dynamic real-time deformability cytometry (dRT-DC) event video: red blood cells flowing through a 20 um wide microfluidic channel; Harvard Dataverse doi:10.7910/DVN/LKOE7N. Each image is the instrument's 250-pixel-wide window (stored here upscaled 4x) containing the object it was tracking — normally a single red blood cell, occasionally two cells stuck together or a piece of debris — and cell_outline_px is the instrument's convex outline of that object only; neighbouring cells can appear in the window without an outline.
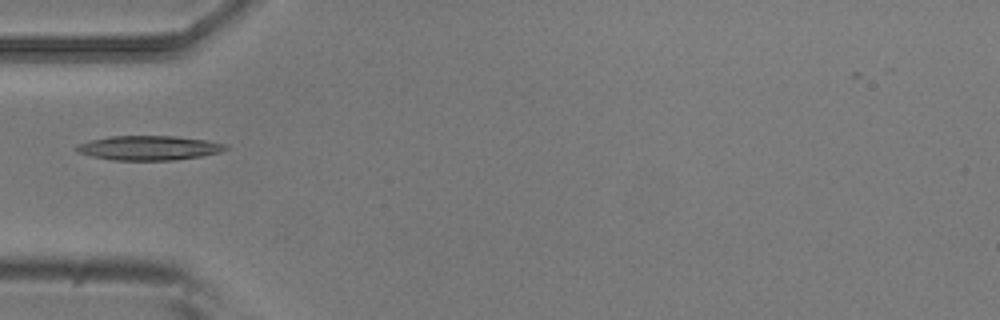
{"species": "common noctule bat (a hibernating species)", "species_latin": "Nyctalus noctula", "temperature_condition": "room temperature", "stored_images_in_passage": 5, "camera_frame_rate_fps": 3000, "um_per_image_px": 0.085, "animal": {"sex": "male", "body_mass_g": 20.5, "forearm_length_mm": 52.5}, "frame": {"image": 1, "passage_image": 5, "time_ms": 1.333, "image_size_px": [1000, 320], "cell_outline_px": [[228, 148], [220, 152], [200, 156], [176, 160], [112, 160], [92, 156], [76, 152], [76, 144], [92, 140], [112, 136], [176, 136], [204, 140], [224, 144]], "centroid_in_image_um": [12.62, 12.57], "position_along_channel_um": 72.4, "area_um2": 21.04}}